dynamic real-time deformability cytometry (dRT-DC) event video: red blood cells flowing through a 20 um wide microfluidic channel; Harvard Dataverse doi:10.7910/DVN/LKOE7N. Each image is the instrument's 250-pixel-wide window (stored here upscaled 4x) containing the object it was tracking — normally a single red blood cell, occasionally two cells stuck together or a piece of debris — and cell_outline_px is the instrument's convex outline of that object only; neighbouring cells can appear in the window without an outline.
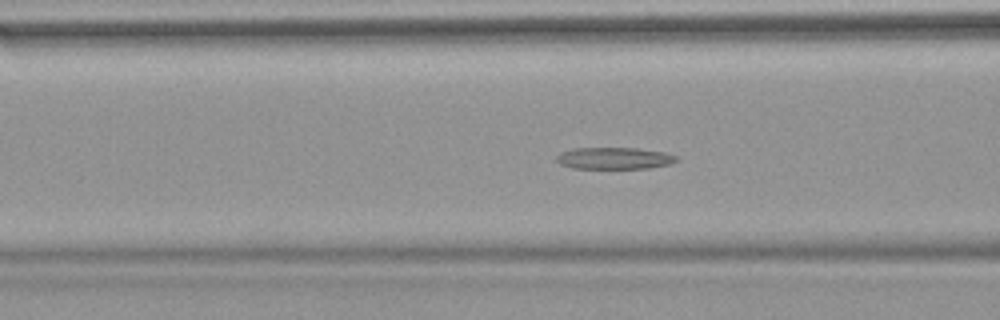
{"species": "common noctule bat (a hibernating species)", "species_latin": "Nyctalus noctula", "temperature_condition": "warm", "stored_images_in_passage": 52, "camera_frame_rate_fps": 3000, "um_per_image_px": 0.085, "animal": {"sex": "female", "body_mass_g": 18.4}, "frame": {"image": 1, "passage_image": 20, "time_ms": 6.333, "image_size_px": [1000, 320], "cell_outline_px": [[676, 160], [668, 164], [648, 168], [572, 168], [560, 164], [556, 160], [556, 156], [560, 152], [572, 148], [636, 148], [664, 152], [676, 156]], "centroid_in_image_um": [52.14, 13.44], "position_along_channel_um": 114.5, "area_um2": 15.09}}
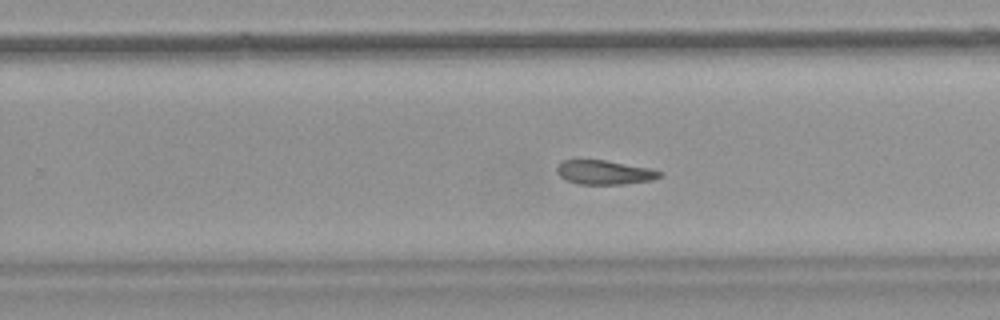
{"frame": {"image": 2, "passage_image": 33, "time_ms": 10.667, "image_size_px": [1000, 320], "cell_outline_px": [[664, 172], [660, 176], [652, 180], [624, 184], [580, 184], [568, 180], [560, 176], [556, 172], [556, 168], [560, 160], [604, 160], [652, 168]], "centroid_in_image_um": [51.39, 14.64], "position_along_channel_um": 278.4, "area_um2": 14.51}}
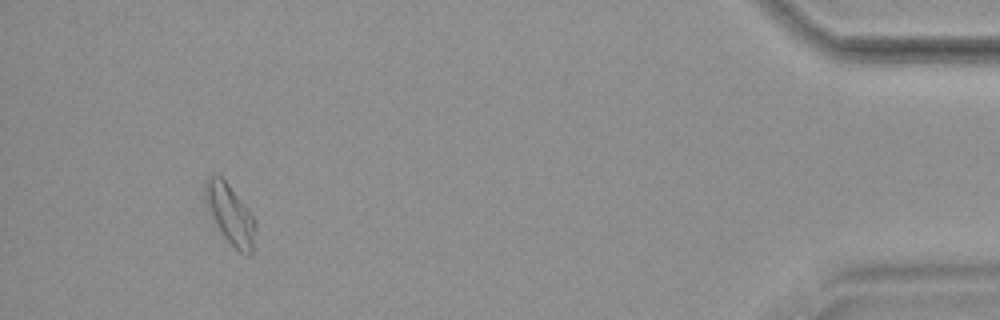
{"frame": {"image": 3, "passage_image": 49, "time_ms": 16.0, "image_size_px": [1000, 320], "cell_outline_px": [[256, 232], [252, 252], [248, 256], [240, 252], [224, 236], [208, 208], [204, 196], [204, 180], [208, 176], [220, 176], [228, 184], [244, 204], [256, 220]], "centroid_in_image_um": [19.59, 18.21], "position_along_channel_um": 415.6, "area_um2": 17.11}, "authors_computed_cell_mechanics": {"area_um2": 16.0395, "velocity_mm_per_s": 3.7923, "shape_relaxation_time_tau1_ms": null, "shape_relaxation_time_tau2_ms": 5.3607, "deformation_change_tau1": null, "deformation_change_tau2": 0.1406}}